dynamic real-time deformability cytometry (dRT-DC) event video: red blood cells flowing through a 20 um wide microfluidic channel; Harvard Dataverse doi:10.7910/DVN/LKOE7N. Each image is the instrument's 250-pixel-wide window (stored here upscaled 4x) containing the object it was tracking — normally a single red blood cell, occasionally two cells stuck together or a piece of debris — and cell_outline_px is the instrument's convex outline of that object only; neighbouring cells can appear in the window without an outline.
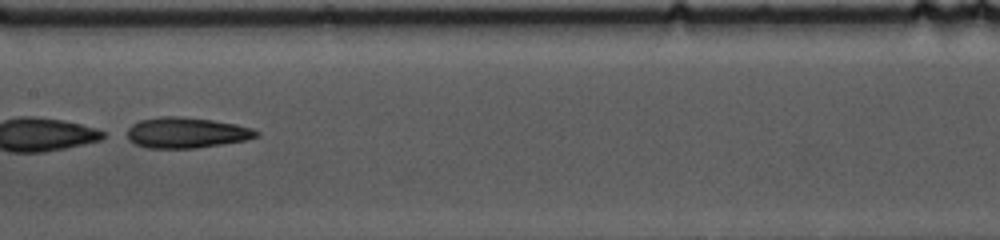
{"species": "common noctule bat (a hibernating species)", "species_latin": "Nyctalus noctula", "temperature_condition": "cold", "stored_images_in_passage": 27, "camera_frame_rate_fps": 3000, "um_per_image_px": 0.085, "animal": {"sex": "female", "body_mass_g": 10.0, "forearm_length_mm": 53.1}, "frame": {"image": 1, "passage_image": 25, "time_ms": 8.0, "image_size_px": [1000, 240], "cell_outline_px": [[260, 136], [248, 140], [196, 148], [148, 148], [136, 144], [128, 140], [128, 128], [132, 124], [140, 120], [160, 116], [184, 116], [212, 120], [236, 124], [252, 128], [260, 132]], "centroid_in_image_um": [15.87, 11.27], "position_along_channel_um": 191.5, "area_um2": 23.29}}